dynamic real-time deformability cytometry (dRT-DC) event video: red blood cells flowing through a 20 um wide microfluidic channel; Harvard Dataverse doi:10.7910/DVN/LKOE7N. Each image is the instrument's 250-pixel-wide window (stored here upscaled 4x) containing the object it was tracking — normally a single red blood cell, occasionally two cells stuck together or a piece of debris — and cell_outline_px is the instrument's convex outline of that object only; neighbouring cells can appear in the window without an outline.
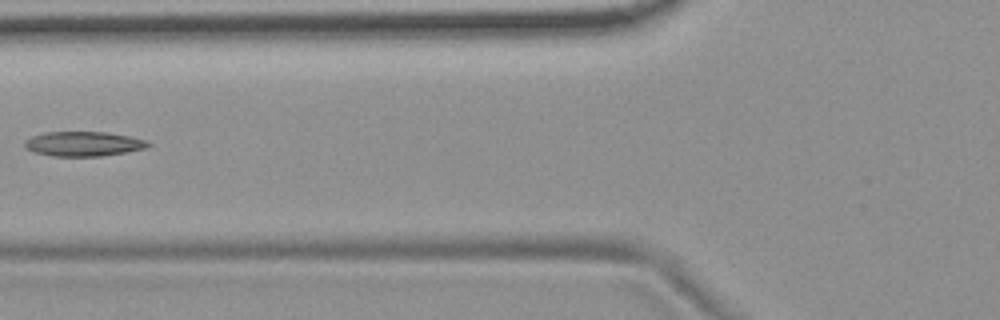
{"species": "common noctule bat (a hibernating species)", "species_latin": "Nyctalus noctula", "temperature_condition": "room temperature", "stored_images_in_passage": 6, "camera_frame_rate_fps": 3000, "um_per_image_px": 0.085, "animal": {"sex": "female", "body_mass_g": 19.9}, "frame": {"image": 1, "passage_image": 6, "time_ms": 1.667, "image_size_px": [1000, 320], "cell_outline_px": [[152, 144], [148, 148], [100, 156], [52, 156], [32, 152], [24, 148], [24, 140], [32, 136], [44, 132], [108, 132], [128, 136], [144, 140]], "centroid_in_image_um": [7.04, 12.23], "position_along_channel_um": 118.8, "area_um2": 17.8}}